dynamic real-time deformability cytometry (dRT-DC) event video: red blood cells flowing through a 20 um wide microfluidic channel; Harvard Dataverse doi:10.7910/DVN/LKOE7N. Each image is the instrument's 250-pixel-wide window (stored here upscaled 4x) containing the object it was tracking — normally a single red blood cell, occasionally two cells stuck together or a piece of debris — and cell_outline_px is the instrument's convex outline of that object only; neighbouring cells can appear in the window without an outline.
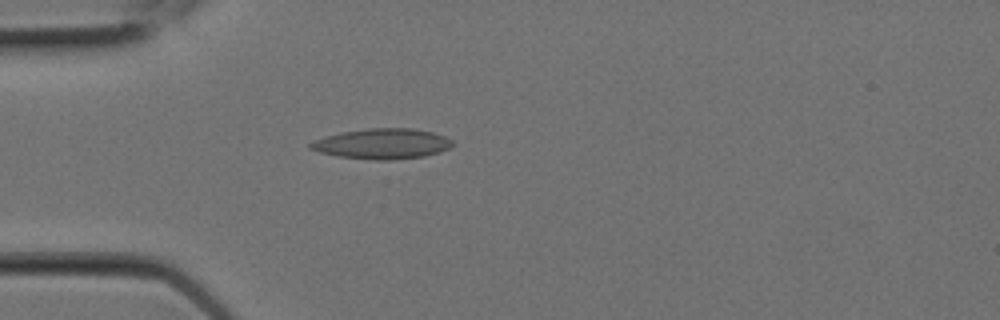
{"species": "Egyptian fruit bat (a non-hibernating species)", "species_latin": "Rousettus aegyptiacus", "temperature_condition": "room temperature", "stored_images_in_passage": 5, "camera_frame_rate_fps": 3000, "um_per_image_px": 0.085, "animal": {"sex": "female"}, "frame": {"image": 1, "passage_image": 2, "time_ms": 0.333, "image_size_px": [1000, 320], "cell_outline_px": [[456, 144], [440, 152], [424, 156], [392, 160], [372, 160], [336, 156], [320, 152], [308, 148], [308, 144], [312, 140], [324, 136], [340, 132], [368, 128], [416, 128], [432, 132], [444, 136], [452, 140]], "centroid_in_image_um": [32.47, 12.22], "position_along_channel_um": 52.5, "area_um2": 25.49}}
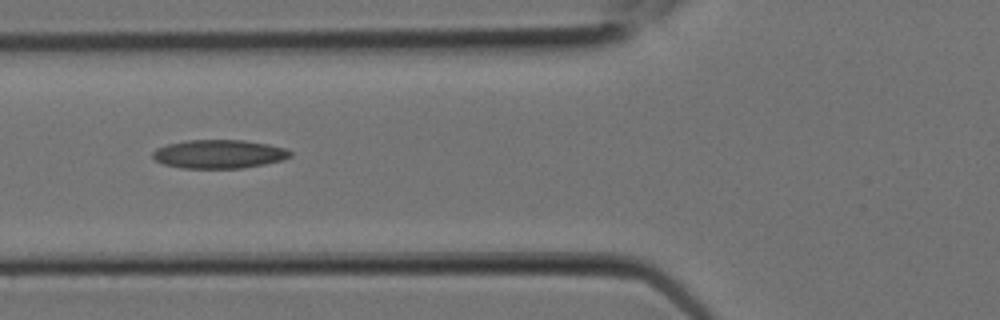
{"frame": {"image": 2, "passage_image": 4, "time_ms": 1.0, "image_size_px": [1000, 320], "cell_outline_px": [[292, 156], [280, 160], [264, 164], [244, 168], [180, 168], [164, 164], [156, 160], [152, 156], [152, 152], [156, 148], [168, 144], [188, 140], [244, 140], [268, 144], [284, 148], [292, 152]], "centroid_in_image_um": [18.6, 13.09], "position_along_channel_um": 107.2, "area_um2": 22.89}}
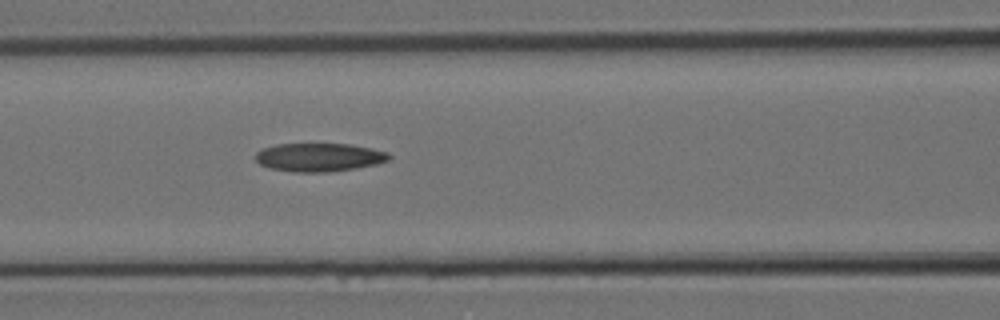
{"frame": {"image": 3, "passage_image": 5, "time_ms": 1.333, "image_size_px": [1000, 320], "cell_outline_px": [[392, 156], [388, 160], [376, 164], [356, 168], [324, 172], [292, 172], [272, 168], [260, 164], [256, 160], [256, 152], [264, 148], [276, 144], [348, 144], [372, 148], [388, 152]], "centroid_in_image_um": [27.14, 13.36], "position_along_channel_um": 139.5, "area_um2": 21.96}}